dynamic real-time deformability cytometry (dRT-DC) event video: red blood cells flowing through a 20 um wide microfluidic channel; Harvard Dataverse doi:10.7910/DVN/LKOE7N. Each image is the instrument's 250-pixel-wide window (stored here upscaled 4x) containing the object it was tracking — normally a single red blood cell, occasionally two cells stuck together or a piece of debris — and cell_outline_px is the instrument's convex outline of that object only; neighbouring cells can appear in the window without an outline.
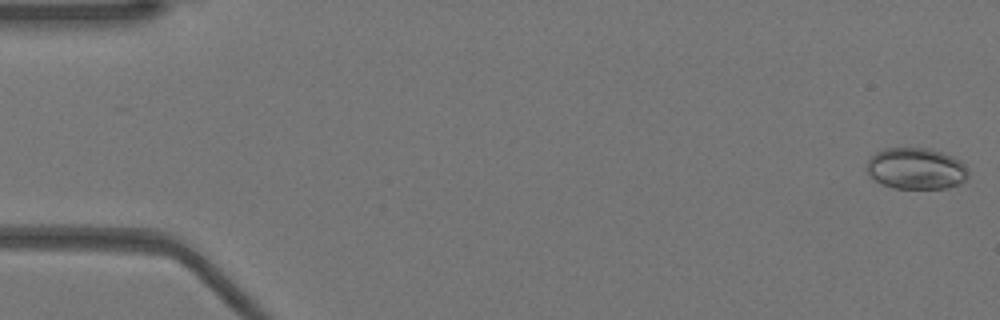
{"species": "Egyptian fruit bat (a non-hibernating species)", "species_latin": "Rousettus aegyptiacus", "temperature_condition": "warm", "stored_images_in_passage": 51, "camera_frame_rate_fps": 3000, "um_per_image_px": 0.085, "animal": {"sex": "female"}, "frame": {"image": 1, "passage_image": 1, "time_ms": 0.0, "image_size_px": [1000, 320], "cell_outline_px": [[968, 176], [960, 184], [948, 188], [892, 188], [868, 176], [864, 168], [868, 160], [876, 152], [884, 148], [932, 148], [952, 156], [960, 160], [968, 168]], "centroid_in_image_um": [77.86, 14.32], "position_along_channel_um": 7.1, "area_um2": 24.8}}
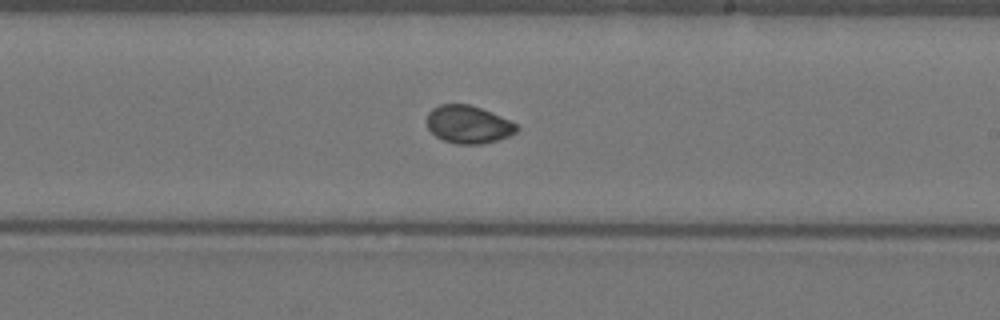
{"frame": {"image": 2, "passage_image": 30, "time_ms": 9.667, "image_size_px": [1000, 320], "cell_outline_px": [[520, 128], [516, 132], [508, 136], [496, 140], [480, 144], [456, 144], [444, 140], [436, 136], [428, 128], [428, 112], [432, 108], [440, 104], [468, 104], [480, 108], [500, 116], [516, 124]], "centroid_in_image_um": [39.8, 10.58], "position_along_channel_um": 249.2, "area_um2": 19.54}}
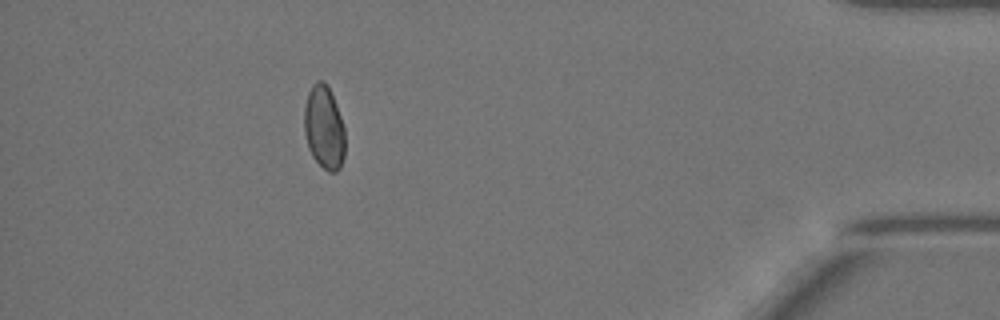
{"frame": {"image": 3, "passage_image": 46, "time_ms": 15.0, "image_size_px": [1000, 320], "cell_outline_px": [[344, 156], [340, 168], [336, 172], [328, 172], [312, 156], [308, 148], [304, 132], [304, 108], [308, 92], [312, 84], [316, 80], [324, 80], [328, 84], [340, 116], [344, 128]], "centroid_in_image_um": [27.53, 10.81], "position_along_channel_um": 407.7, "area_um2": 19.94}}